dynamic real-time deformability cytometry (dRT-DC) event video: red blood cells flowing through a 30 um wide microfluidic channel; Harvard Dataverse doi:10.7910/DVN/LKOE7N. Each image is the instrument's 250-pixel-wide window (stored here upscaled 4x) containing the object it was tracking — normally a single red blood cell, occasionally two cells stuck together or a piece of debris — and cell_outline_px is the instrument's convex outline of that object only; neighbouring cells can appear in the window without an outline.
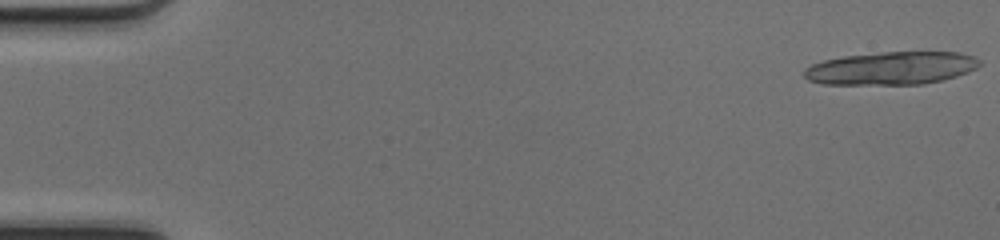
{"species": "common noctule bat (a hibernating species)", "species_latin": "Nyctalus noctula", "temperature_condition": "cold", "stored_images_in_passage": 37, "camera_frame_rate_fps": 3000, "um_per_image_px": 0.085, "animal": {"sex": "female", "body_mass_g": 17.0, "forearm_length_mm": 48.0}, "frame": {"image": 1, "passage_image": 1, "time_ms": 0.0, "image_size_px": [1000, 240], "cell_outline_px": [[980, 64], [976, 68], [968, 72], [956, 76], [924, 84], [824, 84], [808, 80], [804, 76], [804, 68], [812, 64], [824, 60], [844, 56], [880, 52], [960, 52], [976, 56], [980, 60]], "centroid_in_image_um": [75.78, 5.79], "position_along_channel_um": 9.2, "area_um2": 33.7}}